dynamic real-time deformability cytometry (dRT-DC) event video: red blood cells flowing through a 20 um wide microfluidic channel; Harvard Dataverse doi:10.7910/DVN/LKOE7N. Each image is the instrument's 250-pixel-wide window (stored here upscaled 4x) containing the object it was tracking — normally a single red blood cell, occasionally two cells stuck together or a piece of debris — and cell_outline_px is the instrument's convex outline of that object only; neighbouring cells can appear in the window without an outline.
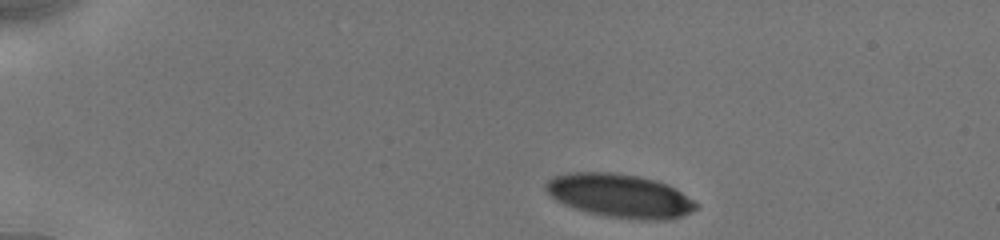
{"species": "human", "species_latin": "Homo sapiens", "temperature_condition": "cold", "stored_images_in_passage": 33, "camera_frame_rate_fps": 3000, "um_per_image_px": 0.085, "donor": {"sex": "male"}, "frame": {"image": 1, "passage_image": 1, "time_ms": 0.0, "image_size_px": [1000, 240], "cell_outline_px": [[700, 204], [696, 208], [680, 216], [668, 220], [640, 220], [608, 216], [588, 212], [564, 204], [556, 200], [544, 188], [544, 184], [552, 176], [576, 172], [608, 172], [636, 176], [656, 180], [668, 184]], "centroid_in_image_um": [52.68, 16.63], "position_along_channel_um": 32.3, "area_um2": 37.86}}
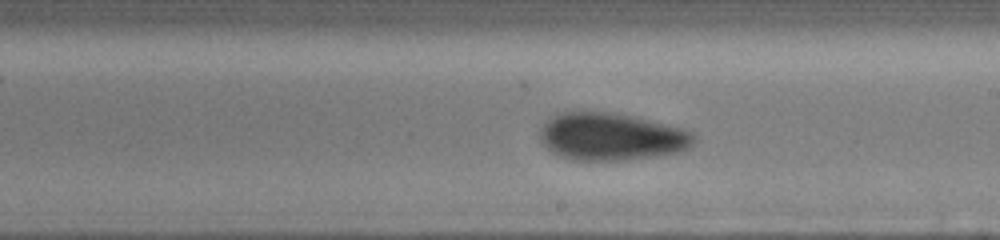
{"frame": {"image": 2, "passage_image": 19, "time_ms": 7.333, "image_size_px": [1000, 240], "cell_outline_px": [[696, 140], [688, 148], [680, 152], [656, 156], [628, 160], [572, 160], [560, 156], [552, 152], [540, 140], [540, 128], [552, 116], [564, 112], [608, 112], [632, 116], [684, 128], [692, 132], [696, 136]], "centroid_in_image_um": [51.99, 11.63], "position_along_channel_um": 237.0, "area_um2": 42.6}}
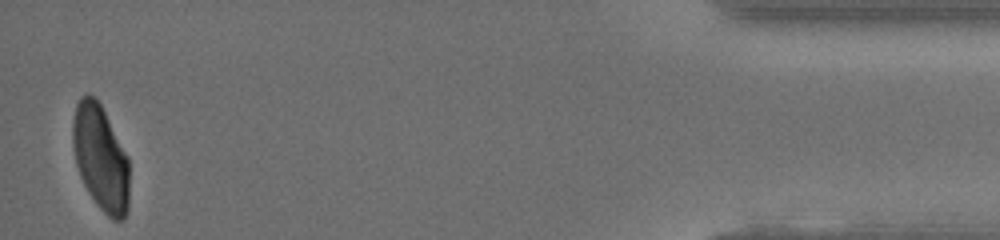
{"frame": {"image": 3, "passage_image": 33, "time_ms": 14.0, "image_size_px": [1000, 240], "cell_outline_px": [[128, 208], [124, 220], [112, 220], [100, 208], [88, 192], [80, 176], [76, 164], [72, 144], [72, 120], [76, 104], [80, 96], [92, 96], [100, 104], [128, 156]], "centroid_in_image_um": [8.54, 13.44], "position_along_channel_um": 426.7, "area_um2": 34.62}, "authors_computed_cell_mechanics": {"area_um2": 41.5004, "velocity_mm_per_s": 3.901, "shape_relaxation_time_tau1_ms": 4.7503, "shape_relaxation_time_tau2_ms": 1.4812, "deformation_change_tau1": 0.1337, "deformation_change_tau2": 0.0639}}